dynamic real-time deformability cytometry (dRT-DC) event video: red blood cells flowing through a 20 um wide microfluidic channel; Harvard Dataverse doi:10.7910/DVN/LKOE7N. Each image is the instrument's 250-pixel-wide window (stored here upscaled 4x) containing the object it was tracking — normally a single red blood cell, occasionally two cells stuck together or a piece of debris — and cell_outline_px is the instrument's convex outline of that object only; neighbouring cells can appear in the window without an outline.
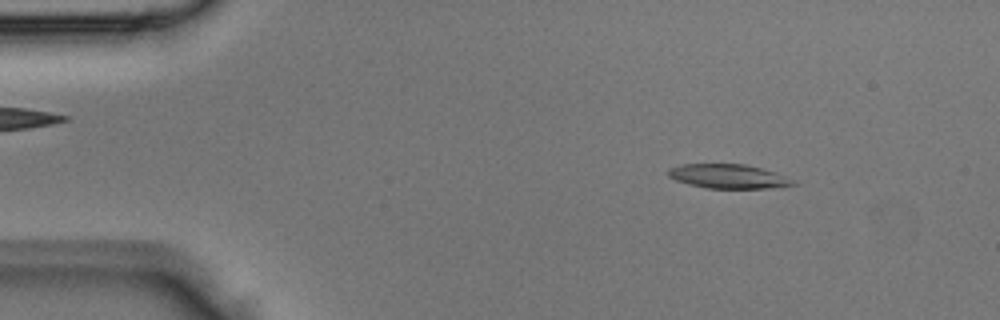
{"species": "Egyptian fruit bat (a non-hibernating species)", "species_latin": "Rousettus aegyptiacus", "temperature_condition": "room temperature", "stored_images_in_passage": 4, "camera_frame_rate_fps": 3000, "um_per_image_px": 0.085, "animal": {"sex": "male"}, "frame": {"image": 1, "passage_image": 2, "time_ms": 0.333, "image_size_px": [1000, 320], "cell_outline_px": [[800, 184], [768, 188], [708, 188], [688, 184], [676, 180], [668, 176], [668, 168], [680, 164], [744, 164], [776, 172], [796, 180]], "centroid_in_image_um": [61.94, 14.99], "position_along_channel_um": 23.1, "area_um2": 17.69}}
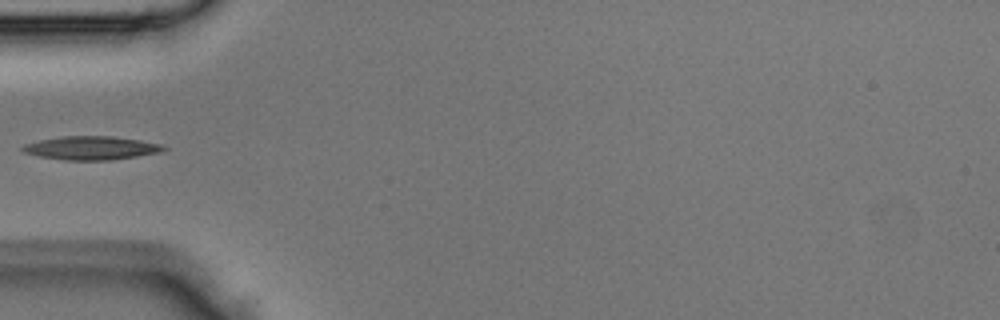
{"frame": {"image": 2, "passage_image": 4, "time_ms": 1.0, "image_size_px": [1000, 320], "cell_outline_px": [[168, 148], [164, 152], [112, 160], [64, 160], [40, 156], [24, 152], [20, 148], [24, 144], [40, 140], [64, 136], [112, 136], [140, 140], [164, 144]], "centroid_in_image_um": [7.83, 12.58], "position_along_channel_um": 77.2, "area_um2": 19.48}}